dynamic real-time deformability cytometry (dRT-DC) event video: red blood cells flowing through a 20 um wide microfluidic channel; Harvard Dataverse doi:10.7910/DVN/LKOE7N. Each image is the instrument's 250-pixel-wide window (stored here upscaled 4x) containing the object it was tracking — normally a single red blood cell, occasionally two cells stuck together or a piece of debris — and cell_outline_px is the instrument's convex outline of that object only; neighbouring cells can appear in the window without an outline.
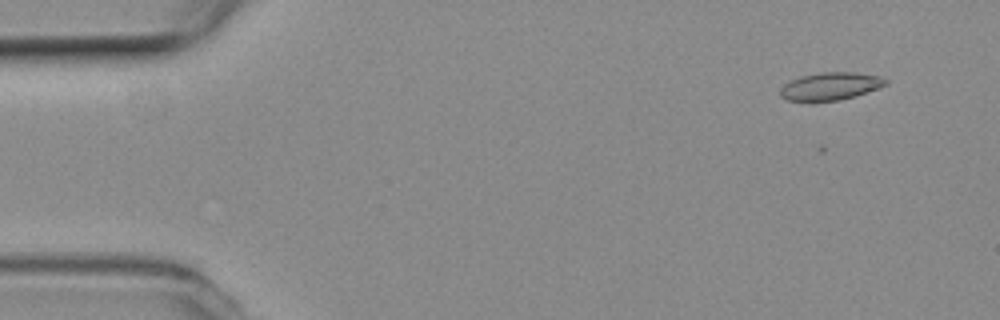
{"species": "common noctule bat (a hibernating species)", "species_latin": "Nyctalus noctula", "temperature_condition": "room temperature", "stored_images_in_passage": 5, "camera_frame_rate_fps": 3000, "um_per_image_px": 0.085, "animal": {"sex": "female", "body_mass_g": 19.3, "forearm_length_mm": 54.1}, "frame": {"image": 1, "passage_image": 2, "time_ms": 0.333, "image_size_px": [1000, 320], "cell_outline_px": [[888, 84], [852, 96], [836, 100], [788, 100], [780, 96], [780, 88], [784, 84], [800, 76], [824, 72], [852, 72], [876, 76], [888, 80]], "centroid_in_image_um": [70.54, 7.31], "position_along_channel_um": 14.5, "area_um2": 16.36}}